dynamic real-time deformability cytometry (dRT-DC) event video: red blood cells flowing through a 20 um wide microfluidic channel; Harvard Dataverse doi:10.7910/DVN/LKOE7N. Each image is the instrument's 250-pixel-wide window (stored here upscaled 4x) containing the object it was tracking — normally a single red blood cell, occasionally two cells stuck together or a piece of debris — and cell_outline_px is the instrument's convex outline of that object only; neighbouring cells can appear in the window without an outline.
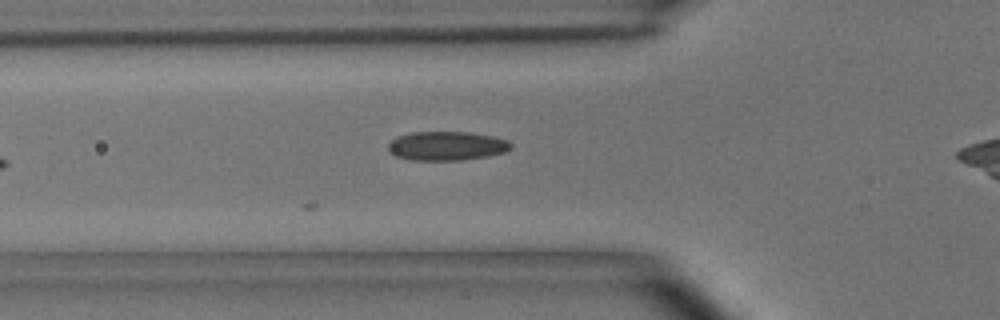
{"species": "common noctule bat (a hibernating species)", "species_latin": "Nyctalus noctula", "temperature_condition": "room temperature", "stored_images_in_passage": 4, "camera_frame_rate_fps": 3000, "um_per_image_px": 0.085, "animal": {"sex": "male", "body_mass_g": 15.6}, "frame": {"image": 1, "passage_image": 4, "time_ms": 1.0, "image_size_px": [1000, 320], "cell_outline_px": [[512, 148], [504, 152], [488, 156], [460, 160], [412, 160], [396, 156], [388, 152], [388, 144], [396, 136], [412, 132], [472, 132], [492, 136], [508, 140], [512, 144]], "centroid_in_image_um": [37.96, 12.4], "position_along_channel_um": 87.8, "area_um2": 20.87}}